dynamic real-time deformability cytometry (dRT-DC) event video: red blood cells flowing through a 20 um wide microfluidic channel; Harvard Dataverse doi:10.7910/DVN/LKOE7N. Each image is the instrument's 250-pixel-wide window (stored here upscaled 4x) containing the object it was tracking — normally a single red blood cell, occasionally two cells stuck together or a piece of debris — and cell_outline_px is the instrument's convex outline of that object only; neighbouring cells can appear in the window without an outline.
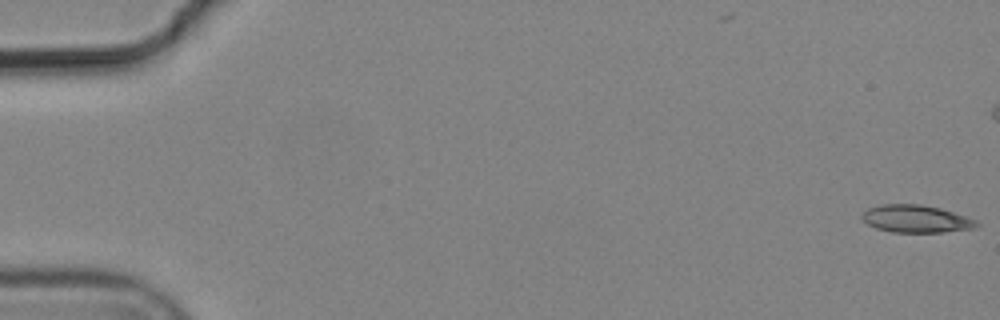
{"species": "common noctule bat (a hibernating species)", "species_latin": "Nyctalus noctula", "temperature_condition": "cold", "stored_images_in_passage": 11, "camera_frame_rate_fps": 3000, "um_per_image_px": 0.085, "animal": {"sex": "male", "body_mass_g": 19.2, "forearm_length_mm": 51.8}, "frame": {"image": 1, "passage_image": 1, "time_ms": 0.0, "image_size_px": [1000, 320], "cell_outline_px": [[980, 224], [976, 228], [944, 232], [892, 232], [876, 228], [868, 224], [860, 216], [868, 208], [880, 204], [920, 204], [940, 208], [976, 220]], "centroid_in_image_um": [77.86, 18.6], "position_along_channel_um": 7.1, "area_um2": 18.32}}
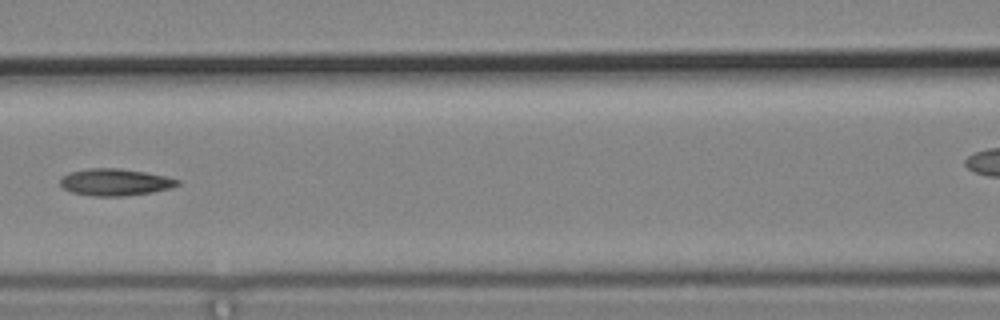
{"frame": {"image": 2, "passage_image": 8, "time_ms": 2.333, "image_size_px": [1000, 320], "cell_outline_px": [[180, 184], [172, 188], [152, 192], [120, 196], [96, 196], [72, 192], [64, 188], [60, 184], [60, 180], [68, 172], [88, 168], [120, 168], [144, 172], [164, 176], [180, 180]], "centroid_in_image_um": [9.79, 15.48], "position_along_channel_um": 156.8, "area_um2": 18.26}}
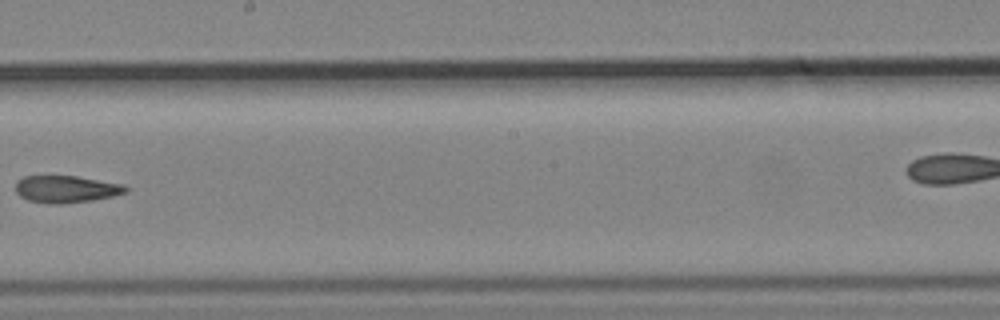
{"frame": {"image": 3, "passage_image": 10, "time_ms": 3.0, "image_size_px": [1000, 320], "cell_outline_px": [[128, 192], [112, 196], [92, 200], [64, 204], [48, 204], [28, 200], [20, 196], [16, 192], [16, 180], [24, 176], [76, 176], [124, 184], [128, 188]], "centroid_in_image_um": [5.62, 16.08], "position_along_channel_um": 242.6, "area_um2": 17.51}}